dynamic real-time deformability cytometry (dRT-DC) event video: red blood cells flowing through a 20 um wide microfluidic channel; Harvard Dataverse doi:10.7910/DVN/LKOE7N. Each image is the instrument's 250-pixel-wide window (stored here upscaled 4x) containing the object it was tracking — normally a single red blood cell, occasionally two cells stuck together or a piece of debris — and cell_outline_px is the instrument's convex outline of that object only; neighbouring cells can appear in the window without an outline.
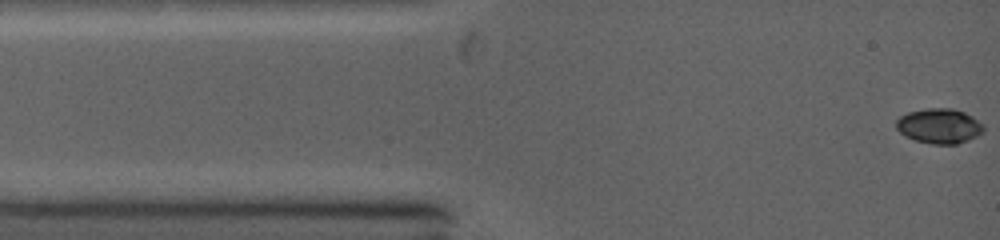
{"species": "common noctule bat (a hibernating species)", "species_latin": "Nyctalus noctula", "temperature_condition": "warm", "stored_images_in_passage": 73, "camera_frame_rate_fps": 5000, "um_per_image_px": 0.085, "animal": {"sex": "female", "body_mass_g": 19.0, "forearm_length_mm": 53.3}, "frame": {"image": 1, "passage_image": 1, "time_ms": 0.0, "image_size_px": [1000, 240], "cell_outline_px": [[984, 132], [968, 140], [956, 144], [932, 144], [916, 140], [904, 136], [896, 128], [896, 120], [900, 116], [908, 112], [928, 108], [952, 108], [964, 112], [972, 116], [984, 124]], "centroid_in_image_um": [79.84, 10.7], "position_along_channel_um": 5.2, "area_um2": 17.86}}
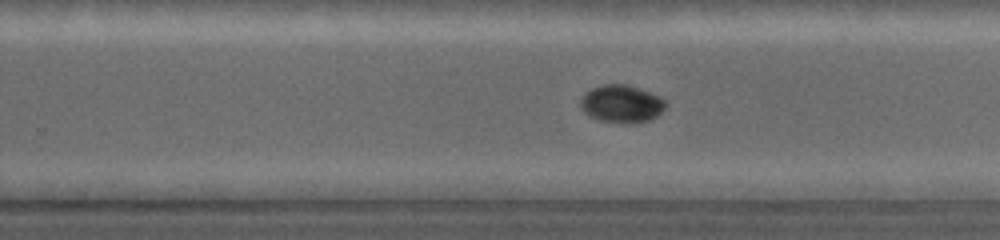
{"frame": {"image": 2, "passage_image": 39, "time_ms": 7.6, "image_size_px": [1000, 240], "cell_outline_px": [[668, 104], [656, 116], [648, 120], [600, 120], [584, 112], [580, 108], [580, 100], [584, 92], [592, 88], [604, 84], [624, 84], [660, 96]], "centroid_in_image_um": [52.79, 8.76], "position_along_channel_um": 277.0, "area_um2": 17.8}}
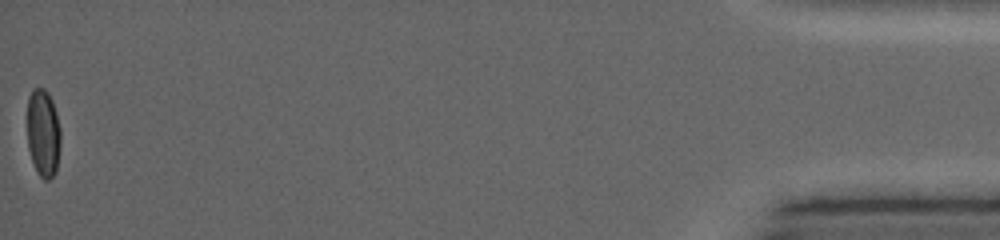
{"frame": {"image": 3, "passage_image": 73, "time_ms": 14.4, "image_size_px": [1000, 240], "cell_outline_px": [[60, 144], [56, 172], [48, 180], [44, 180], [40, 176], [32, 160], [28, 148], [28, 96], [32, 88], [44, 88], [48, 92], [52, 100], [56, 112], [60, 128]], "centroid_in_image_um": [3.68, 11.28], "position_along_channel_um": 431.5, "area_um2": 17.05}, "authors_computed_cell_mechanics": {"area_um2": 17.5712, "velocity_mm_per_s": 4.4036, "shape_relaxation_time_tau1_ms": 4.5657, "shape_relaxation_time_tau2_ms": null, "deformation_change_tau1": 0.1693, "deformation_change_tau2": null}}